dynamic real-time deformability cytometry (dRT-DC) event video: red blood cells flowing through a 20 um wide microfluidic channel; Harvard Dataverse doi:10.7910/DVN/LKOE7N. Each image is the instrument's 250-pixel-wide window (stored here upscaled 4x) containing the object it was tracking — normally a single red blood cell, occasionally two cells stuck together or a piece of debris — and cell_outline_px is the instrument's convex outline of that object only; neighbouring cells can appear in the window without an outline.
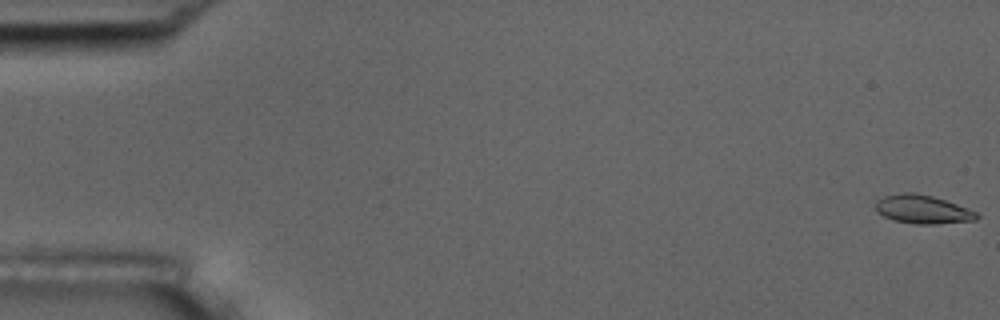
{"species": "common noctule bat (a hibernating species)", "species_latin": "Nyctalus noctula", "temperature_condition": "room temperature", "stored_images_in_passage": 6, "camera_frame_rate_fps": 3000, "um_per_image_px": 0.085, "animal": {"sex": "male", "body_mass_g": 17.5, "forearm_length_mm": 52.3}, "frame": {"image": 1, "passage_image": 1, "time_ms": 0.0, "image_size_px": [1000, 320], "cell_outline_px": [[980, 216], [976, 220], [936, 224], [916, 224], [892, 220], [876, 212], [876, 200], [884, 196], [904, 192], [916, 192], [932, 196], [968, 208], [976, 212]], "centroid_in_image_um": [78.41, 17.8], "position_along_channel_um": 6.6, "area_um2": 16.88}}
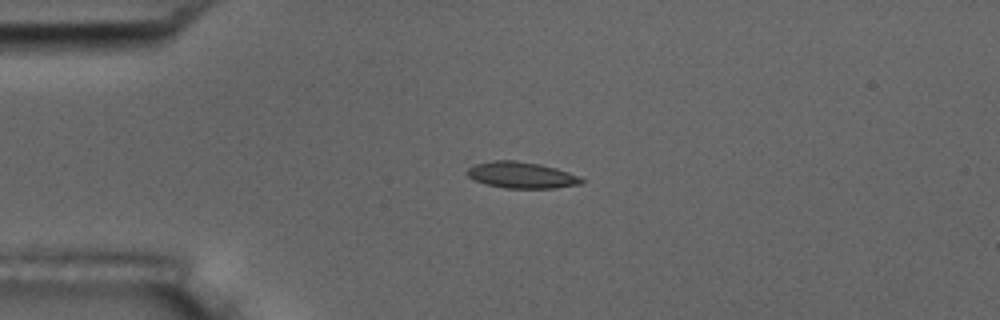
{"frame": {"image": 2, "passage_image": 5, "time_ms": 4.333, "image_size_px": [1000, 320], "cell_outline_px": [[584, 180], [580, 184], [556, 188], [504, 188], [484, 184], [468, 176], [464, 172], [468, 168], [476, 164], [492, 160], [516, 160], [540, 164], [556, 168], [580, 176]], "centroid_in_image_um": [44.31, 14.88], "position_along_channel_um": 40.7, "area_um2": 17.63}}